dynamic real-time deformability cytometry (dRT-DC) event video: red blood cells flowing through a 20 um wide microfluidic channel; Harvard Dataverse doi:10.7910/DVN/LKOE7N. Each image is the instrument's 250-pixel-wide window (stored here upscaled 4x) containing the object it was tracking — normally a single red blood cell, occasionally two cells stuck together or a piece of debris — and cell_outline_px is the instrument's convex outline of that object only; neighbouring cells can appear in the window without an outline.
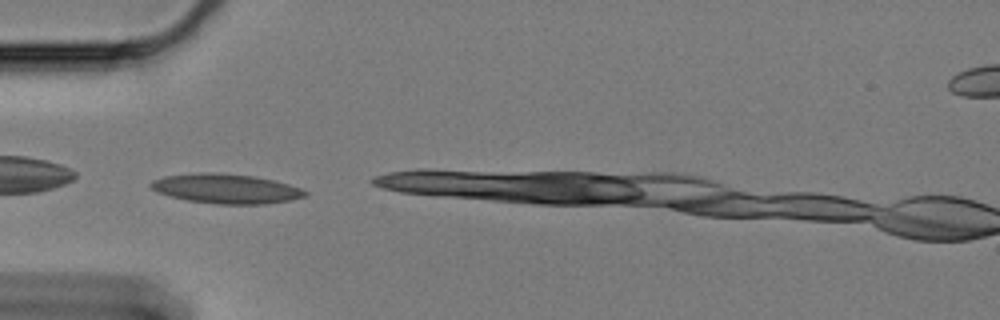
{"species": "Egyptian fruit bat (a non-hibernating species)", "species_latin": "Rousettus aegyptiacus", "temperature_condition": "cold", "stored_images_in_passage": 31, "camera_frame_rate_fps": 3000, "um_per_image_px": 0.085, "animal": {"sex": "female"}, "frame": {"image": 1, "passage_image": 1, "time_ms": 0.0, "image_size_px": [1000, 320], "cell_outline_px": [[308, 196], [292, 200], [268, 204], [216, 204], [188, 200], [156, 192], [148, 184], [152, 180], [164, 176], [200, 172], [216, 172], [252, 176], [272, 180], [288, 184], [300, 188], [308, 192]], "centroid_in_image_um": [19.22, 16.04], "position_along_channel_um": 65.8, "area_um2": 26.65}}
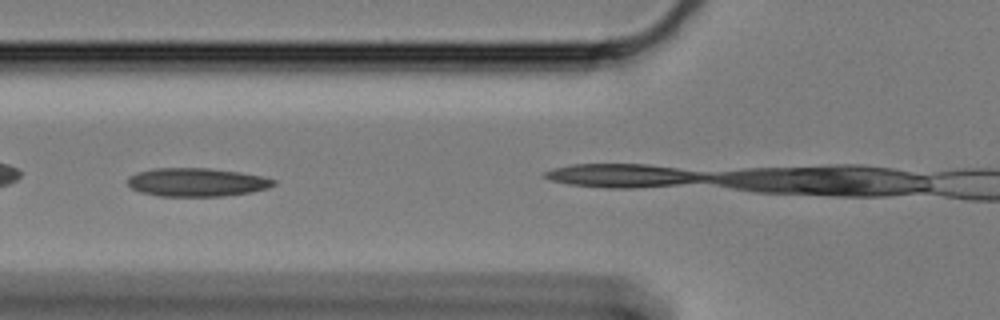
{"frame": {"image": 2, "passage_image": 5, "time_ms": 1.333, "image_size_px": [1000, 320], "cell_outline_px": [[276, 184], [268, 188], [252, 192], [224, 196], [160, 196], [140, 192], [132, 188], [128, 184], [128, 176], [136, 172], [156, 168], [208, 168], [240, 172], [260, 176], [276, 180]], "centroid_in_image_um": [16.72, 15.49], "position_along_channel_um": 109.1, "area_um2": 24.22}}